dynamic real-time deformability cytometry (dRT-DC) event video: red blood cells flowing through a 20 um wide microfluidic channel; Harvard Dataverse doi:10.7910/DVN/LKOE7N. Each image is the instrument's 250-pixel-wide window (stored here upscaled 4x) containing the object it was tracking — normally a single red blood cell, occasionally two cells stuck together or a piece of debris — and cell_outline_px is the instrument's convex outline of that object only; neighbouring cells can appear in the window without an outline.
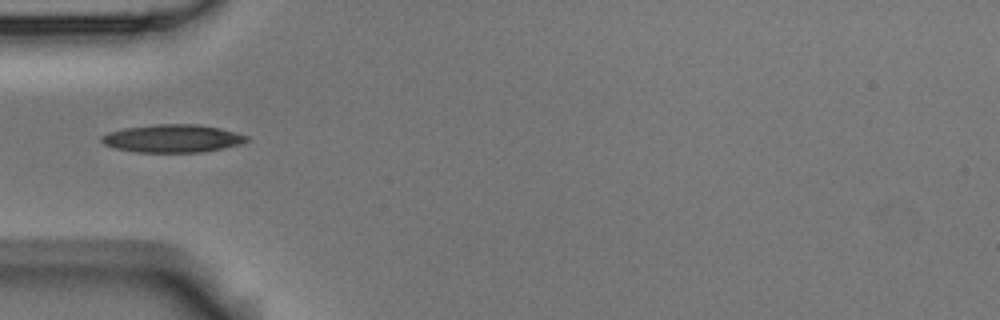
{"species": "Egyptian fruit bat (a non-hibernating species)", "species_latin": "Rousettus aegyptiacus", "temperature_condition": "room temperature", "stored_images_in_passage": 9, "camera_frame_rate_fps": 3000, "um_per_image_px": 0.085, "animal": {"sex": "male"}, "frame": {"image": 1, "passage_image": 4, "time_ms": 1.0, "image_size_px": [1000, 320], "cell_outline_px": [[248, 140], [240, 144], [224, 148], [204, 152], [136, 152], [112, 148], [104, 144], [100, 140], [100, 136], [108, 132], [124, 128], [152, 124], [196, 124], [220, 128], [236, 132], [248, 136]], "centroid_in_image_um": [14.63, 11.77], "position_along_channel_um": 70.4, "area_um2": 23.81}}
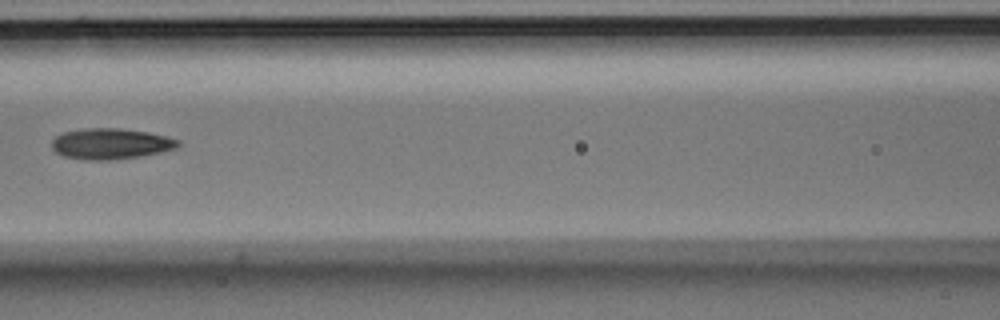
{"frame": {"image": 2, "passage_image": 6, "time_ms": 1.667, "image_size_px": [1000, 320], "cell_outline_px": [[180, 144], [176, 148], [160, 152], [140, 156], [108, 160], [84, 160], [64, 156], [56, 152], [52, 148], [52, 140], [56, 136], [64, 132], [84, 128], [120, 128], [148, 132], [180, 140]], "centroid_in_image_um": [9.39, 12.21], "position_along_channel_um": 157.2, "area_um2": 22.6}}
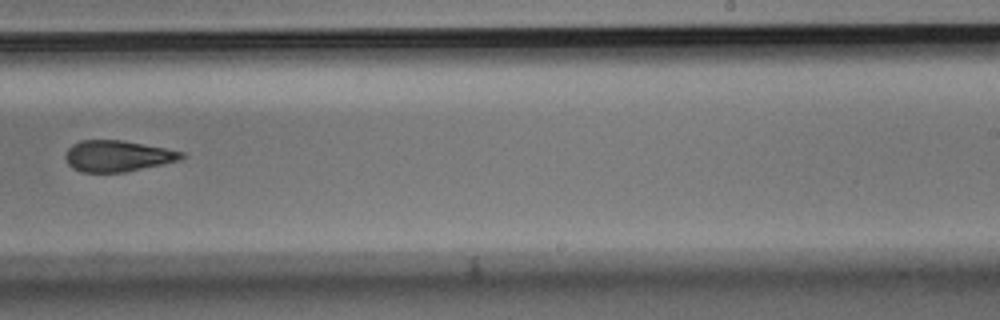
{"frame": {"image": 3, "passage_image": 9, "time_ms": 2.667, "image_size_px": [1000, 320], "cell_outline_px": [[184, 156], [180, 160], [164, 164], [124, 172], [80, 172], [72, 168], [68, 164], [64, 156], [68, 148], [72, 144], [80, 140], [120, 140], [164, 148], [184, 152]], "centroid_in_image_um": [9.95, 13.26], "position_along_channel_um": 279.0, "area_um2": 21.04}}